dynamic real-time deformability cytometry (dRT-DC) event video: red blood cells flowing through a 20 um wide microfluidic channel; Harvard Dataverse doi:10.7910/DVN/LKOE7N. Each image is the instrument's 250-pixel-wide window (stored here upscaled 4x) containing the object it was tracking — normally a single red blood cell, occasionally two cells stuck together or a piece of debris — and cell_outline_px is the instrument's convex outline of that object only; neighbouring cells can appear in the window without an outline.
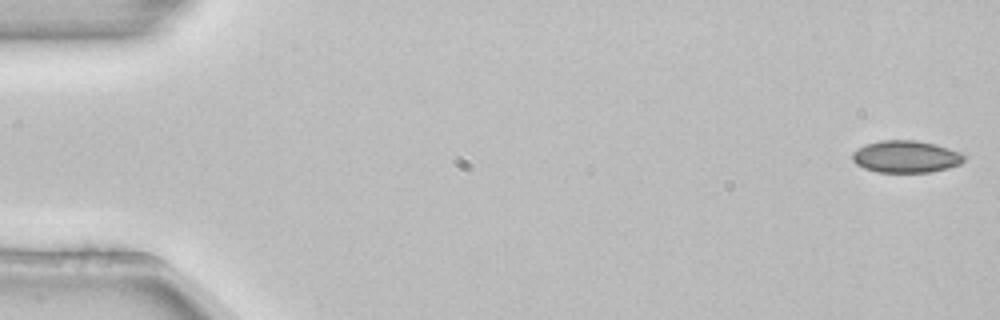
{"species": "common noctule bat (a hibernating species)", "species_latin": "Nyctalus noctula", "temperature_condition": "room temperature", "stored_images_in_passage": 53, "camera_frame_rate_fps": 3000, "um_per_image_px": 0.085, "animal": {"sex": "female", "body_mass_g": 22.7, "forearm_length_mm": 54.2}, "frame": {"image": 1, "passage_image": 1, "time_ms": 0.0, "image_size_px": [1000, 320], "cell_outline_px": [[968, 156], [960, 164], [948, 168], [928, 172], [876, 172], [864, 168], [856, 164], [852, 160], [852, 152], [856, 148], [864, 144], [880, 140], [916, 140], [948, 148], [960, 152]], "centroid_in_image_um": [76.97, 13.31], "position_along_channel_um": 8.0, "area_um2": 21.04}}
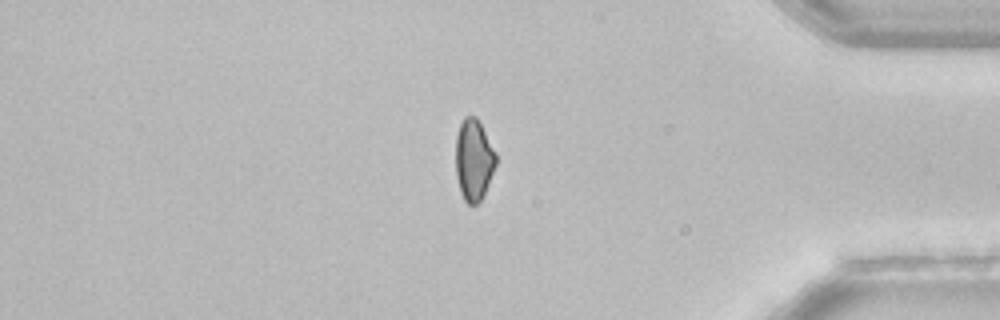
{"frame": {"image": 2, "passage_image": 45, "time_ms": 14.667, "image_size_px": [1000, 320], "cell_outline_px": [[496, 164], [488, 184], [480, 200], [476, 204], [468, 204], [464, 200], [460, 192], [456, 176], [456, 136], [460, 124], [464, 116], [476, 116], [496, 152]], "centroid_in_image_um": [40.25, 13.57], "position_along_channel_um": 394.9, "area_um2": 18.96}}
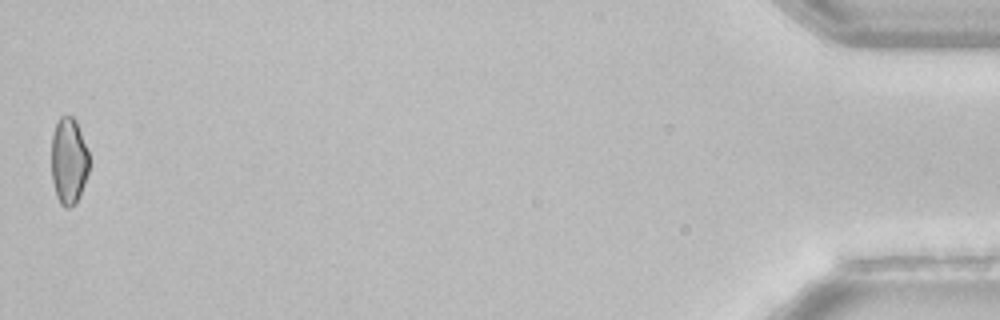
{"frame": {"image": 3, "passage_image": 53, "time_ms": 17.333, "image_size_px": [1000, 320], "cell_outline_px": [[88, 172], [80, 196], [76, 204], [68, 208], [64, 208], [60, 204], [56, 196], [52, 180], [52, 136], [56, 124], [60, 116], [72, 116], [76, 120], [88, 152]], "centroid_in_image_um": [5.84, 13.72], "position_along_channel_um": 429.4, "area_um2": 19.02}, "authors_computed_cell_mechanics": {"area_um2": 20.7502, "velocity_mm_per_s": 3.8619, "shape_relaxation_time_tau1_ms": null, "shape_relaxation_time_tau2_ms": 5.4379, "deformation_change_tau1": null, "deformation_change_tau2": 0.0812}}